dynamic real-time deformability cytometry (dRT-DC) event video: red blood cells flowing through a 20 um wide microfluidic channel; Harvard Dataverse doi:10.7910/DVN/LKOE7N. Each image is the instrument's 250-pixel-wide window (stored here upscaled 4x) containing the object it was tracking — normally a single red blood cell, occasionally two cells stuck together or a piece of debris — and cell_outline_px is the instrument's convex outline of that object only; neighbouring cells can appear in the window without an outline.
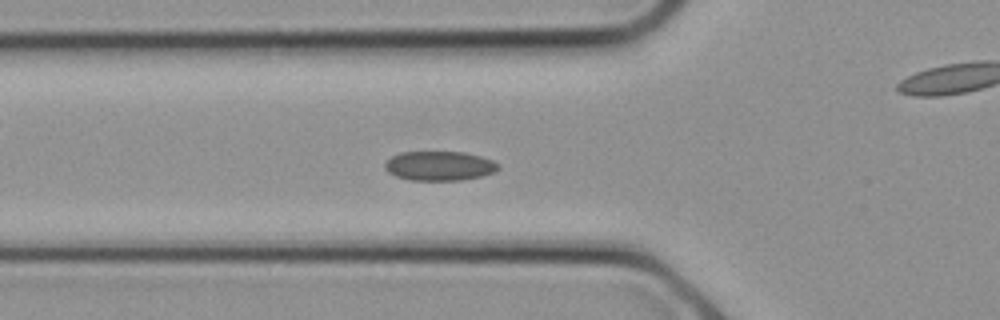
{"species": "common noctule bat (a hibernating species)", "species_latin": "Nyctalus noctula", "temperature_condition": "cold", "stored_images_in_passage": 6, "segment_of_instrument_passage": [1, 2], "camera_frame_rate_fps": 3000, "um_per_image_px": 0.085, "animal": {"sex": "female", "body_mass_g": 21.9}, "frame": {"image": 1, "passage_image": 3, "time_ms": 0.667, "image_size_px": [1000, 320], "cell_outline_px": [[500, 168], [492, 172], [480, 176], [460, 180], [412, 180], [396, 176], [388, 172], [384, 168], [384, 164], [392, 156], [400, 152], [464, 152], [480, 156], [492, 160], [500, 164]], "centroid_in_image_um": [37.34, 14.09], "position_along_channel_um": 88.5, "area_um2": 19.31}}
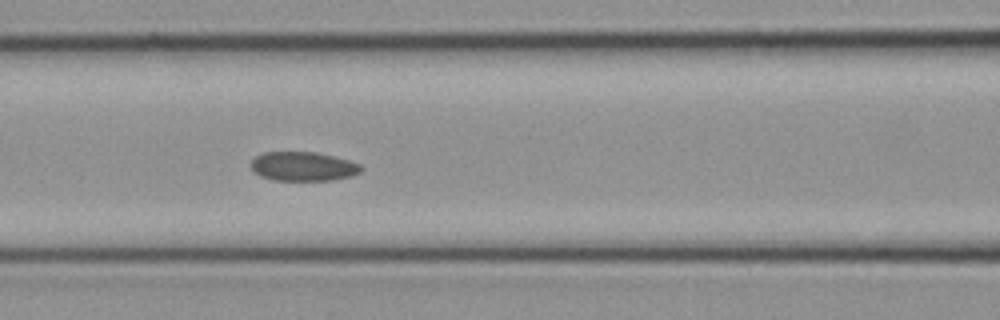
{"frame": {"image": 2, "passage_image": 5, "time_ms": 1.333, "image_size_px": [1000, 320], "cell_outline_px": [[364, 168], [360, 172], [352, 176], [332, 180], [272, 180], [260, 176], [252, 172], [248, 164], [256, 156], [264, 152], [316, 152], [348, 160], [360, 164]], "centroid_in_image_um": [25.72, 14.15], "position_along_channel_um": 140.9, "area_um2": 18.9}}